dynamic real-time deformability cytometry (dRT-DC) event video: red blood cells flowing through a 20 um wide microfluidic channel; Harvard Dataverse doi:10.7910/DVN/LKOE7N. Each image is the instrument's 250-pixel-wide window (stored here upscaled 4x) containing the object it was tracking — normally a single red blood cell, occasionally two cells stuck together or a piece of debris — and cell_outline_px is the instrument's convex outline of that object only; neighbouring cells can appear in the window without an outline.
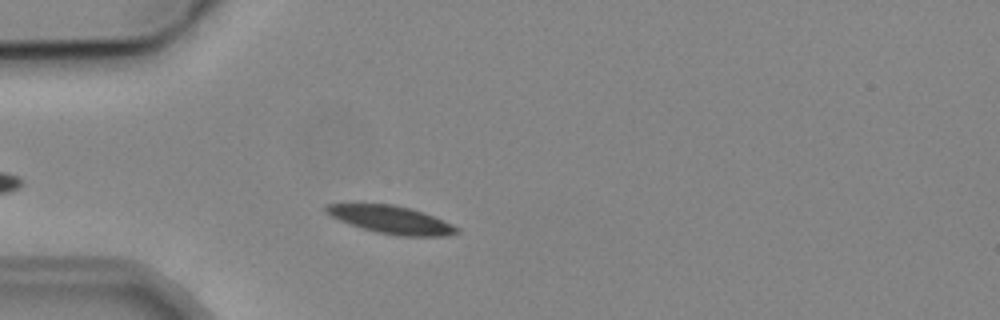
{"species": "common noctule bat (a hibernating species)", "species_latin": "Nyctalus noctula", "temperature_condition": "cold", "stored_images_in_passage": 2, "camera_frame_rate_fps": 3000, "um_per_image_px": 0.085, "animal": {"sex": "male", "body_mass_g": 19.2, "forearm_length_mm": 51.8}, "frame": {"image": 1, "passage_image": 2, "time_ms": 1.0, "image_size_px": [1000, 320], "cell_outline_px": [[460, 232], [444, 236], [396, 236], [376, 232], [340, 220], [324, 212], [324, 204], [392, 204], [424, 212], [444, 220], [460, 228]], "centroid_in_image_um": [33.29, 18.68], "position_along_channel_um": 51.7, "area_um2": 21.04}}